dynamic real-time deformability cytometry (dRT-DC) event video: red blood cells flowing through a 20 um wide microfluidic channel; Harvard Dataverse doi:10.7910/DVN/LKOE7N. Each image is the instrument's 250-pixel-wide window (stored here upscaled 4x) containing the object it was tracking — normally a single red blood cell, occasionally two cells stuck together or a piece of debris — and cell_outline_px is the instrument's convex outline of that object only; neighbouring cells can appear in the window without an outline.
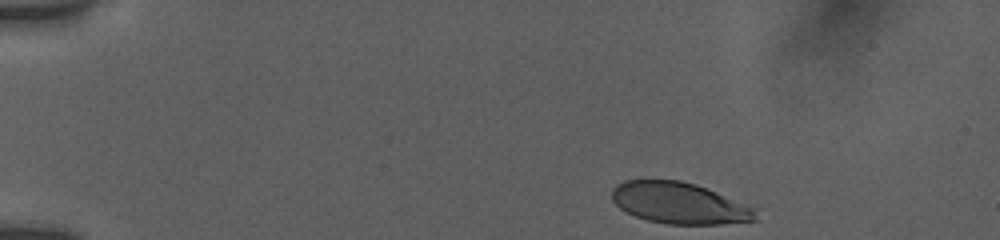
{"species": "human", "species_latin": "Homo sapiens", "temperature_condition": "room temperature", "stored_images_in_passage": 41, "camera_frame_rate_fps": 3000, "um_per_image_px": 0.085, "donor": {"sex": "female"}, "frame": {"image": 1, "passage_image": 1, "time_ms": 0.0, "image_size_px": [1000, 240], "cell_outline_px": [[760, 220], [720, 224], [668, 224], [648, 220], [636, 216], [620, 208], [612, 200], [612, 188], [616, 184], [624, 180], [680, 180], [696, 184], [756, 208]], "centroid_in_image_um": [57.77, 17.26], "position_along_channel_um": 27.2, "area_um2": 34.68}}
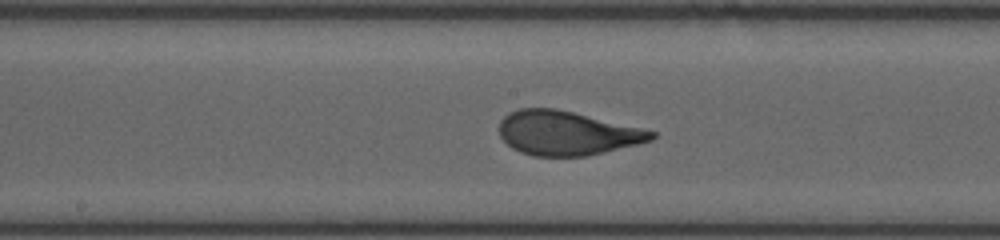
{"frame": {"image": 2, "passage_image": 22, "time_ms": 7.0, "image_size_px": [1000, 240], "cell_outline_px": [[656, 136], [652, 140], [640, 144], [604, 152], [584, 156], [532, 156], [520, 152], [512, 148], [500, 136], [500, 120], [508, 112], [520, 108], [556, 108], [640, 128], [656, 132]], "centroid_in_image_um": [48.16, 11.32], "position_along_channel_um": 200.0, "area_um2": 39.02}}
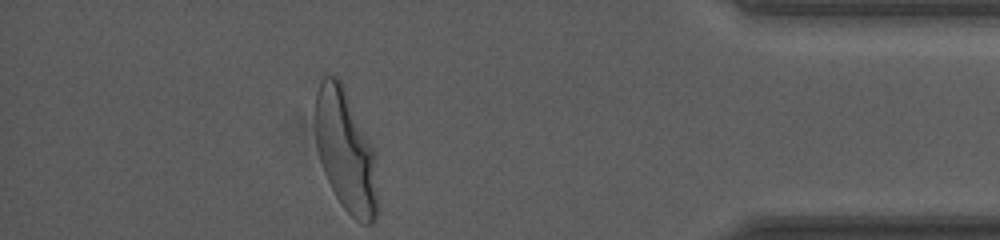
{"frame": {"image": 3, "passage_image": 41, "time_ms": 13.333, "image_size_px": [1000, 240], "cell_outline_px": [[376, 220], [372, 224], [360, 224], [344, 208], [336, 196], [324, 172], [320, 160], [316, 144], [316, 92], [320, 80], [324, 76], [336, 76], [340, 80], [344, 88], [376, 156]], "centroid_in_image_um": [29.37, 12.86], "position_along_channel_um": 405.8, "area_um2": 43.41}, "authors_computed_cell_mechanics": {"area_um2": 39.0728, "velocity_mm_per_s": 3.8204, "shape_relaxation_time_tau1_ms": 3.0893, "shape_relaxation_time_tau2_ms": null, "deformation_change_tau1": 0.1796, "deformation_change_tau2": null}}